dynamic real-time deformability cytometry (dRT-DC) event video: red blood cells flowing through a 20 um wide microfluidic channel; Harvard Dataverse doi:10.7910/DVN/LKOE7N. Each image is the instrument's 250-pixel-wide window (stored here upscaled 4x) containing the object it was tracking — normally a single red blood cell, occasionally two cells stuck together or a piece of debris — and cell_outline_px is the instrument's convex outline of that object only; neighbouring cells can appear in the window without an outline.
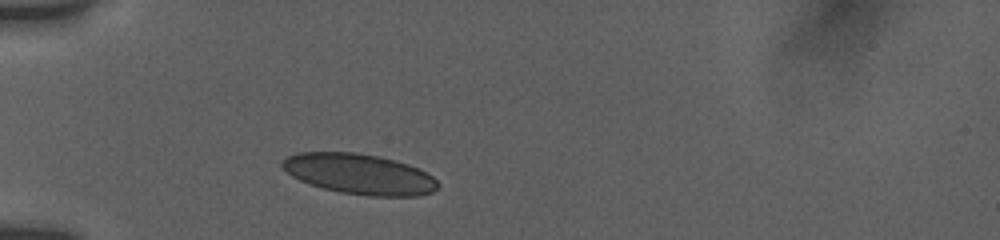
{"species": "human", "species_latin": "Homo sapiens", "temperature_condition": "room temperature", "stored_images_in_passage": 34, "camera_frame_rate_fps": 3000, "um_per_image_px": 0.085, "donor": {"sex": "female"}, "frame": {"image": 1, "passage_image": 1, "time_ms": 0.0, "image_size_px": [1000, 240], "cell_outline_px": [[440, 188], [432, 192], [416, 196], [368, 196], [340, 192], [324, 188], [300, 180], [292, 176], [280, 164], [280, 160], [296, 152], [356, 152], [380, 156], [408, 164], [420, 168], [428, 172], [440, 184]], "centroid_in_image_um": [30.58, 14.78], "position_along_channel_um": 54.4, "area_um2": 36.88}}
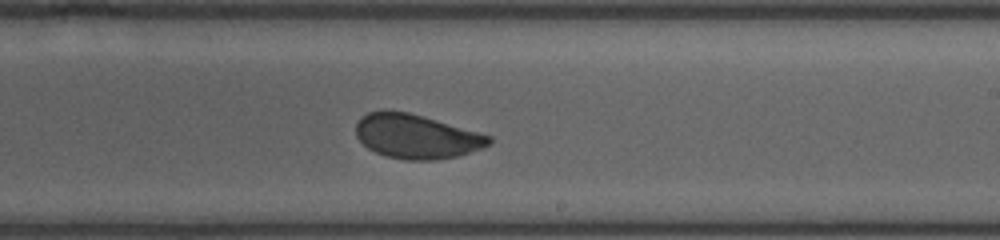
{"frame": {"image": 2, "passage_image": 18, "time_ms": 5.667, "image_size_px": [1000, 240], "cell_outline_px": [[492, 144], [484, 148], [456, 156], [432, 160], [404, 160], [384, 156], [368, 148], [356, 136], [356, 124], [360, 116], [368, 112], [408, 112], [424, 116], [492, 136]], "centroid_in_image_um": [35.41, 11.61], "position_along_channel_um": 253.6, "area_um2": 34.16}}
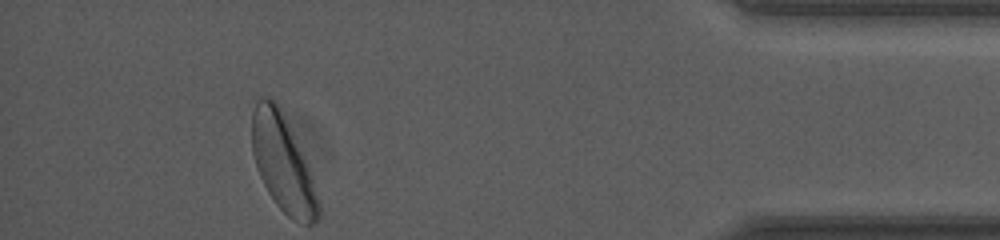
{"frame": {"image": 3, "passage_image": 34, "time_ms": 11.0, "image_size_px": [1000, 240], "cell_outline_px": [[320, 216], [312, 224], [304, 224], [292, 220], [276, 204], [268, 192], [260, 176], [252, 152], [252, 112], [256, 100], [260, 96], [264, 96], [272, 100], [280, 108], [308, 168], [320, 204]], "centroid_in_image_um": [24.02, 13.92], "position_along_channel_um": 411.2, "area_um2": 36.59}, "authors_computed_cell_mechanics": {"area_um2": 35.6915, "velocity_mm_per_s": 3.8092, "shape_relaxation_time_tau1_ms": 4.209, "shape_relaxation_time_tau2_ms": 0.9596, "deformation_change_tau1": 0.1073, "deformation_change_tau2": 0.0492}}